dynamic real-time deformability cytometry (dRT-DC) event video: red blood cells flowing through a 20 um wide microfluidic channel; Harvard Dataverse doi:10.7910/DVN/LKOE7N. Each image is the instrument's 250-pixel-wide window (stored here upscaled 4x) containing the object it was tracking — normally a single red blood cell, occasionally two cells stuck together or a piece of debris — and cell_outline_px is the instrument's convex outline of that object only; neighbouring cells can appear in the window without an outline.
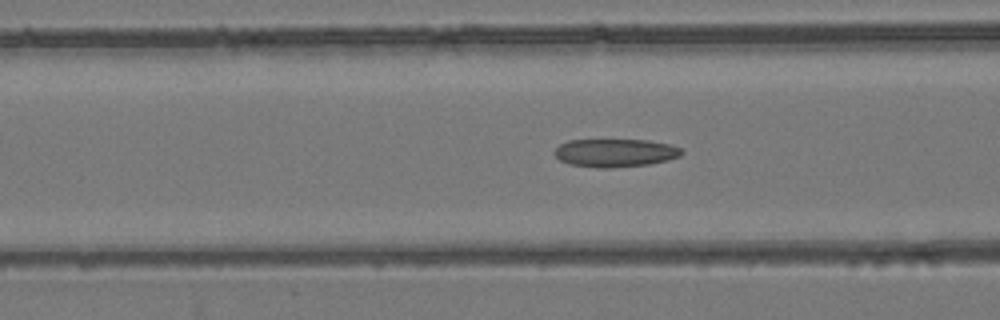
{"species": "common noctule bat (a hibernating species)", "species_latin": "Nyctalus noctula", "temperature_condition": "room temperature", "stored_images_in_passage": 54, "camera_frame_rate_fps": 3000, "um_per_image_px": 0.085, "animal": {"sex": "female", "body_mass_g": 24.6, "forearm_length_mm": 56.2}, "frame": {"image": 1, "passage_image": 22, "time_ms": 7.0, "image_size_px": [1000, 320], "cell_outline_px": [[684, 152], [680, 156], [668, 160], [648, 164], [612, 168], [596, 168], [572, 164], [560, 160], [552, 152], [560, 144], [568, 140], [648, 140], [668, 144], [680, 148]], "centroid_in_image_um": [52.28, 12.99], "position_along_channel_um": 114.3, "area_um2": 20.81}}
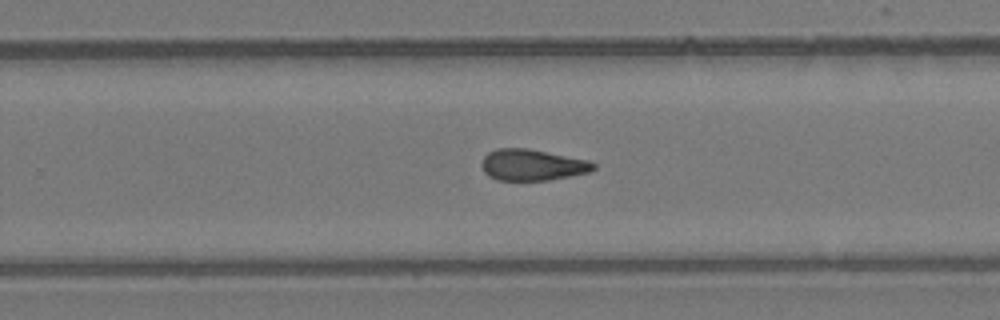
{"frame": {"image": 2, "passage_image": 35, "time_ms": 11.333, "image_size_px": [1000, 320], "cell_outline_px": [[596, 168], [588, 172], [572, 176], [548, 180], [496, 180], [488, 176], [484, 172], [480, 164], [484, 156], [488, 152], [496, 148], [528, 148], [588, 160], [596, 164]], "centroid_in_image_um": [45.22, 14.02], "position_along_channel_um": 284.6, "area_um2": 20.52}}
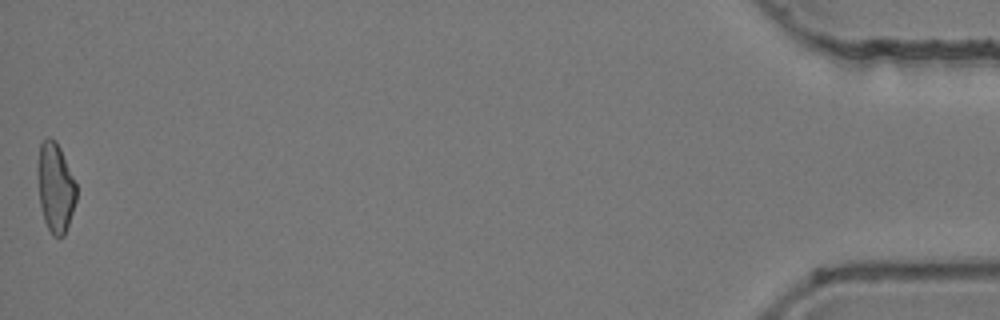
{"frame": {"image": 3, "passage_image": 54, "time_ms": 17.667, "image_size_px": [1000, 320], "cell_outline_px": [[76, 200], [64, 236], [52, 236], [44, 220], [40, 204], [36, 172], [36, 168], [40, 144], [48, 136], [56, 140], [60, 148], [76, 184]], "centroid_in_image_um": [4.68, 15.91], "position_along_channel_um": 430.5, "area_um2": 20.17}, "authors_computed_cell_mechanics": {"area_um2": 20.9236, "velocity_mm_per_s": 3.9264, "shape_relaxation_time_tau1_ms": null, "shape_relaxation_time_tau2_ms": 3.5727, "deformation_change_tau1": null, "deformation_change_tau2": 0.1202}}